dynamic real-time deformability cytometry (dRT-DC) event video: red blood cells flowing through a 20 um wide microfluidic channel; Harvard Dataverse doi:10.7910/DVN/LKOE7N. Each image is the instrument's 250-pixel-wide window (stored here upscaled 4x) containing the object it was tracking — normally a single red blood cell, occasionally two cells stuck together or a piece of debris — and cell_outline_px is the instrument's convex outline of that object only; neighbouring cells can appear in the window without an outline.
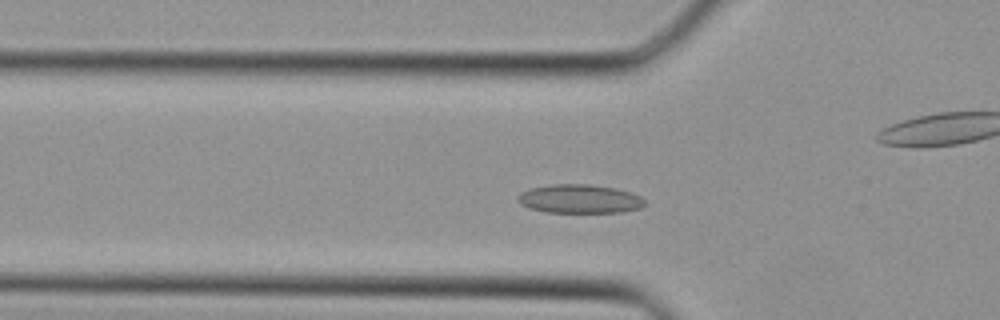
{"species": "Egyptian fruit bat (a non-hibernating species)", "species_latin": "Rousettus aegyptiacus", "temperature_condition": "cold", "stored_images_in_passage": 33, "camera_frame_rate_fps": 3000, "um_per_image_px": 0.085, "animal": {"sex": "female"}, "frame": {"image": 1, "passage_image": 7, "time_ms": 2.0, "image_size_px": [1000, 320], "cell_outline_px": [[644, 204], [640, 208], [624, 212], [548, 212], [532, 208], [520, 204], [516, 200], [516, 196], [520, 192], [532, 188], [552, 184], [592, 184], [616, 188], [632, 192], [640, 196], [644, 200]], "centroid_in_image_um": [49.27, 16.89], "position_along_channel_um": 76.5, "area_um2": 21.33}}
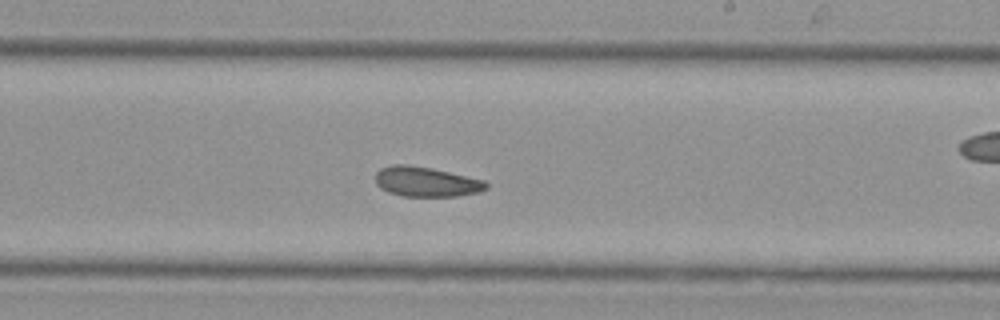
{"frame": {"image": 2, "passage_image": 17, "time_ms": 5.333, "image_size_px": [1000, 320], "cell_outline_px": [[488, 188], [480, 192], [456, 196], [404, 196], [388, 192], [380, 188], [376, 184], [376, 172], [380, 168], [392, 164], [408, 164], [432, 168], [484, 180], [488, 184]], "centroid_in_image_um": [36.21, 15.44], "position_along_channel_um": 252.8, "area_um2": 19.36}}
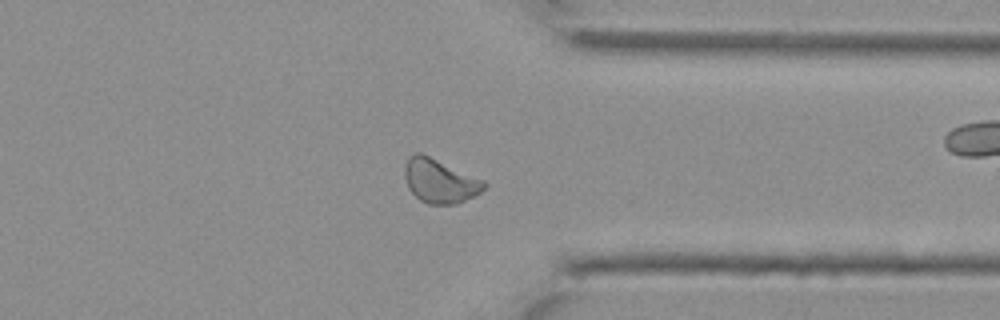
{"frame": {"image": 3, "passage_image": 24, "time_ms": 7.667, "image_size_px": [1000, 320], "cell_outline_px": [[488, 188], [456, 204], [428, 204], [420, 200], [408, 188], [404, 176], [404, 168], [408, 160], [416, 152], [420, 152], [484, 180], [488, 184]], "centroid_in_image_um": [37.4, 15.39], "position_along_channel_um": 374.0, "area_um2": 20.17}}